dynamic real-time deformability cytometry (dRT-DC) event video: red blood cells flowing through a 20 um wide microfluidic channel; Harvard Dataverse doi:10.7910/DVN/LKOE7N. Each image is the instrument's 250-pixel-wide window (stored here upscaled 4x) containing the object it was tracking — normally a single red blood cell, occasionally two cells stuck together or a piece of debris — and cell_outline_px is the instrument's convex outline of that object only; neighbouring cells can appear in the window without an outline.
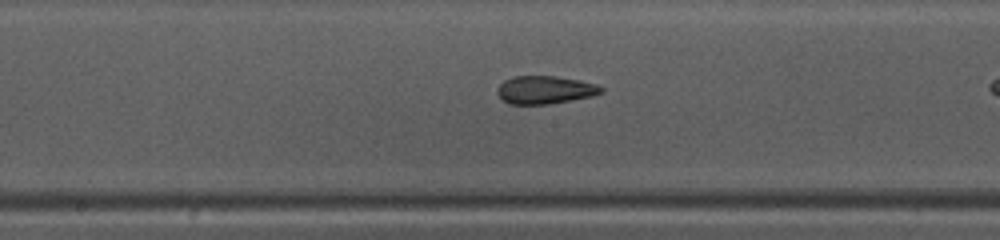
{"species": "common noctule bat (a hibernating species)", "species_latin": "Nyctalus noctula", "temperature_condition": "warm", "stored_images_in_passage": 24, "camera_frame_rate_fps": 3000, "um_per_image_px": 0.085, "animal": {"sex": "female", "body_mass_g": 10.0, "forearm_length_mm": 53.1}, "frame": {"image": 1, "passage_image": 11, "time_ms": 3.333, "image_size_px": [1000, 240], "cell_outline_px": [[604, 92], [592, 96], [548, 104], [508, 104], [496, 92], [496, 88], [504, 80], [512, 76], [556, 76], [580, 80], [600, 84], [604, 88]], "centroid_in_image_um": [46.35, 7.63], "position_along_channel_um": 201.9, "area_um2": 17.11}}
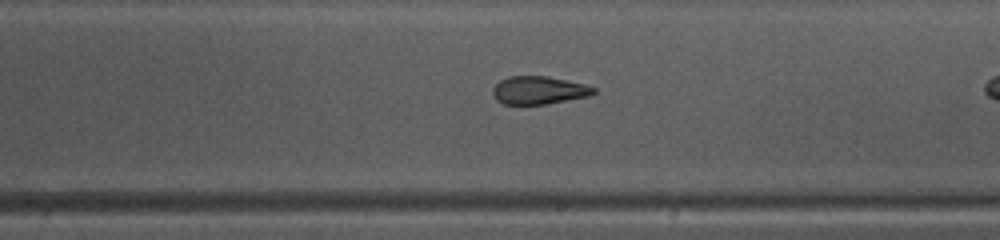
{"frame": {"image": 2, "passage_image": 14, "time_ms": 4.333, "image_size_px": [1000, 240], "cell_outline_px": [[596, 92], [588, 96], [544, 104], [504, 104], [496, 100], [492, 92], [492, 88], [500, 80], [508, 76], [544, 76], [584, 84], [596, 88]], "centroid_in_image_um": [45.76, 7.67], "position_along_channel_um": 243.2, "area_um2": 16.24}}
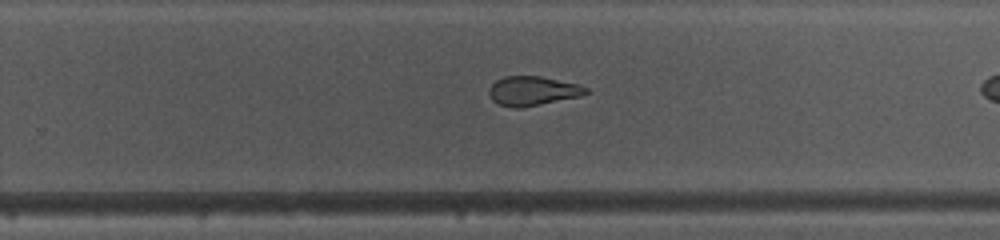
{"frame": {"image": 3, "passage_image": 17, "time_ms": 5.333, "image_size_px": [1000, 240], "cell_outline_px": [[588, 92], [580, 96], [520, 108], [512, 108], [496, 104], [492, 100], [488, 92], [488, 88], [496, 80], [504, 76], [540, 76], [576, 84], [588, 88]], "centroid_in_image_um": [45.21, 7.73], "position_along_channel_um": 284.6, "area_um2": 16.47}}